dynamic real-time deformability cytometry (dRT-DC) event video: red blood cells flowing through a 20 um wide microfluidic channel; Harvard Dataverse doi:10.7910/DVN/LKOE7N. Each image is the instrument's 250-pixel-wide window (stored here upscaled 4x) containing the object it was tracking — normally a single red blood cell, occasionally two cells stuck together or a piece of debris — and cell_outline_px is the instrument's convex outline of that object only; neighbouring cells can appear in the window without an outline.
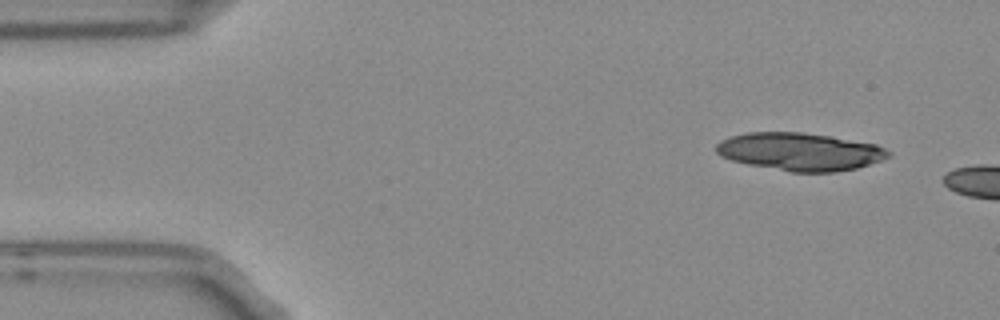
{"species": "Egyptian fruit bat (a non-hibernating species)", "species_latin": "Rousettus aegyptiacus", "temperature_condition": "room temperature", "stored_images_in_passage": 2, "camera_frame_rate_fps": 3000, "um_per_image_px": 0.085, "frame": {"image": 1, "passage_image": 1, "time_ms": 0.0, "image_size_px": [1000, 320], "cell_outline_px": [[892, 156], [856, 168], [836, 172], [792, 172], [748, 164], [732, 160], [720, 156], [716, 152], [716, 144], [720, 140], [732, 136], [748, 132], [800, 132], [832, 136], [876, 144], [892, 152]], "centroid_in_image_um": [68.0, 12.88], "position_along_channel_um": 17.0, "area_um2": 37.92}}